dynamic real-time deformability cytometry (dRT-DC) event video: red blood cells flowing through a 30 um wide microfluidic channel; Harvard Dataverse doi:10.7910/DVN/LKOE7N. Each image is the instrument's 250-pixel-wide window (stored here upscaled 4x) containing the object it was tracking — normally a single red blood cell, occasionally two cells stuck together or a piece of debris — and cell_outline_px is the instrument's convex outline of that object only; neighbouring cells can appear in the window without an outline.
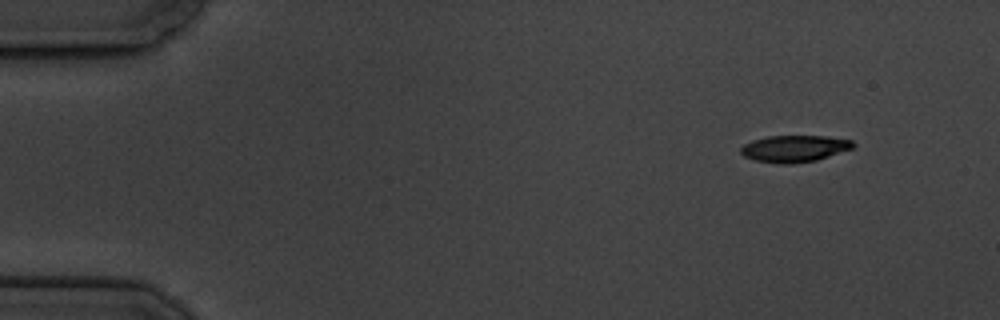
{"species": "common noctule bat (a hibernating species)", "species_latin": "Nyctalus noctula", "temperature_condition": "cold", "stored_images_in_passage": 4, "camera_frame_rate_fps": 3000, "um_per_image_px": 0.085, "animal": {"sex": "male", "body_mass_g": 19.5, "forearm_length_mm": 54.6}, "frame": {"image": 1, "passage_image": 1, "time_ms": 0.0, "image_size_px": [1000, 320], "cell_outline_px": [[856, 144], [852, 148], [816, 160], [792, 164], [776, 164], [756, 160], [744, 156], [740, 152], [740, 148], [744, 144], [752, 140], [768, 136], [824, 136], [852, 140]], "centroid_in_image_um": [67.5, 12.63], "position_along_channel_um": 17.5, "area_um2": 17.46}}
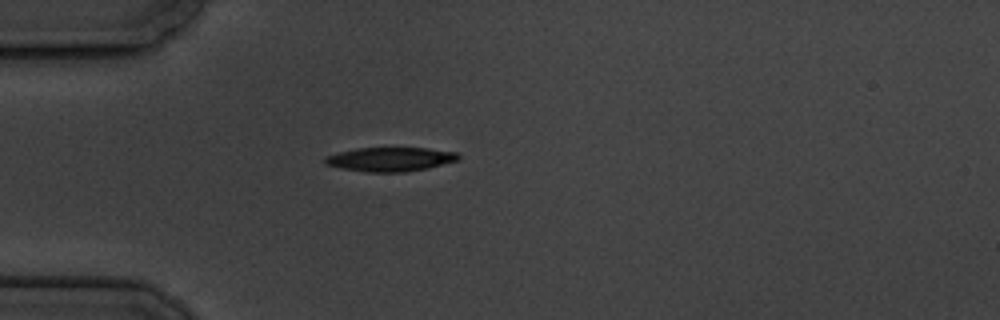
{"frame": {"image": 2, "passage_image": 4, "time_ms": 3.667, "image_size_px": [1000, 320], "cell_outline_px": [[460, 160], [428, 168], [404, 172], [364, 172], [340, 168], [324, 164], [324, 156], [356, 148], [428, 148], [456, 152], [460, 156]], "centroid_in_image_um": [33.17, 13.54], "position_along_channel_um": 51.8, "area_um2": 18.84}}